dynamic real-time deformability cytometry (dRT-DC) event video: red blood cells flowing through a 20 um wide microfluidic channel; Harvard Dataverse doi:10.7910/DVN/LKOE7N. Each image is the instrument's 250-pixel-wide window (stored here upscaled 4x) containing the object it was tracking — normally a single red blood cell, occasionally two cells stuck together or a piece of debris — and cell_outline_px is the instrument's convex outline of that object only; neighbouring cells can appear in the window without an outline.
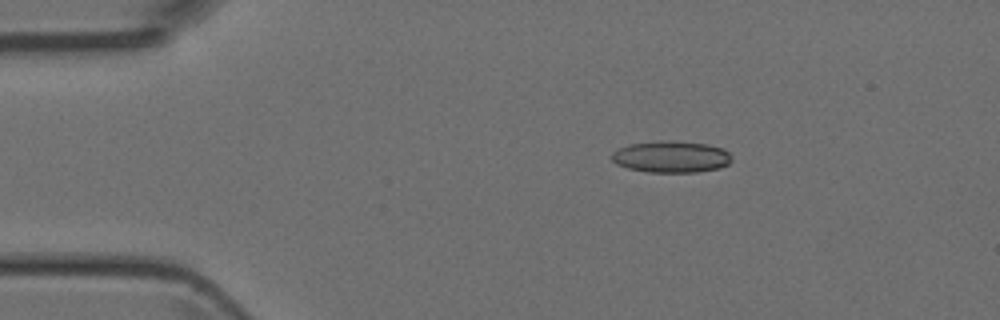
{"species": "Egyptian fruit bat (a non-hibernating species)", "species_latin": "Rousettus aegyptiacus", "temperature_condition": "room temperature", "stored_images_in_passage": 48, "camera_frame_rate_fps": 3000, "um_per_image_px": 0.085, "animal": {"sex": "female"}, "frame": {"image": 1, "passage_image": 8, "time_ms": 2.333, "image_size_px": [1000, 320], "cell_outline_px": [[732, 160], [728, 164], [720, 168], [696, 172], [648, 172], [628, 168], [616, 164], [612, 160], [612, 152], [628, 144], [672, 140], [708, 144], [724, 148], [732, 156]], "centroid_in_image_um": [57.08, 13.32], "position_along_channel_um": 27.9, "area_um2": 22.2}}
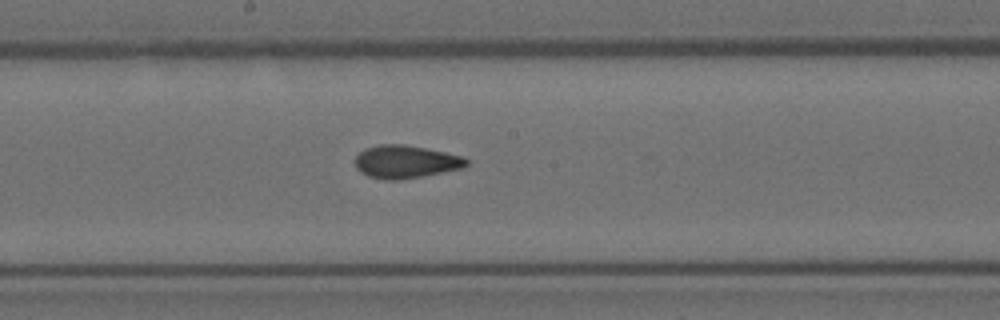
{"frame": {"image": 2, "passage_image": 25, "time_ms": 8.0, "image_size_px": [1000, 320], "cell_outline_px": [[468, 164], [464, 168], [420, 176], [396, 180], [388, 180], [368, 176], [360, 172], [356, 168], [356, 156], [364, 148], [380, 144], [404, 144], [464, 156], [468, 160]], "centroid_in_image_um": [34.48, 13.74], "position_along_channel_um": 213.7, "area_um2": 21.21}}
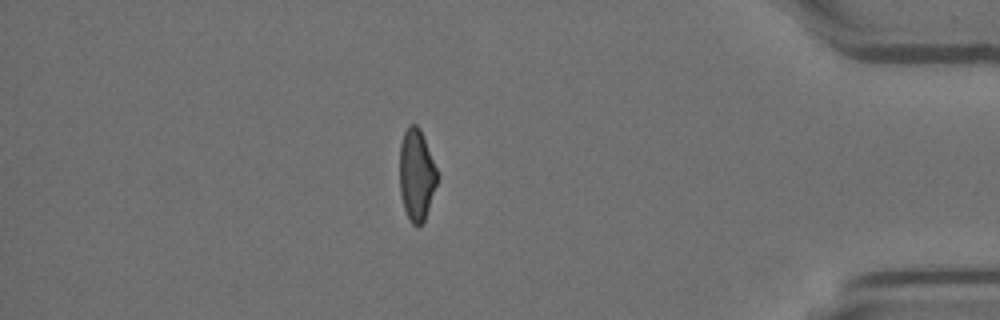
{"frame": {"image": 3, "passage_image": 41, "time_ms": 13.333, "image_size_px": [1000, 320], "cell_outline_px": [[436, 184], [424, 220], [420, 224], [412, 224], [404, 208], [400, 192], [400, 144], [404, 132], [408, 124], [416, 124], [420, 128], [436, 168]], "centroid_in_image_um": [35.37, 14.81], "position_along_channel_um": 399.8, "area_um2": 19.54}}